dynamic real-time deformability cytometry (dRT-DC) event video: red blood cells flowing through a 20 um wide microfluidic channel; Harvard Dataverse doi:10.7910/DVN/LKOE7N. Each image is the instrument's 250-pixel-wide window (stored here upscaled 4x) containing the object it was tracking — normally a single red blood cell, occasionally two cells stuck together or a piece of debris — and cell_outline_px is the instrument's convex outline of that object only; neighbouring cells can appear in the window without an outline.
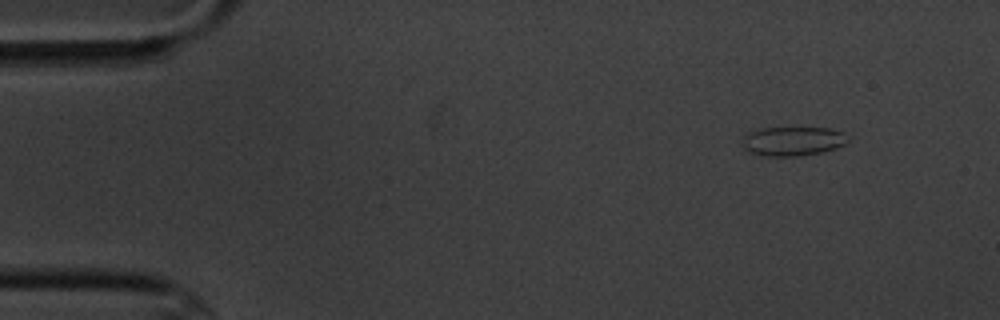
{"species": "common noctule bat (a hibernating species)", "species_latin": "Nyctalus noctula", "temperature_condition": "cold", "stored_images_in_passage": 4, "camera_frame_rate_fps": 3000, "um_per_image_px": 0.085, "animal": {"sex": "male", "body_mass_g": 20.1, "forearm_length_mm": 53.5}, "frame": {"image": 1, "passage_image": 1, "time_ms": 0.0, "image_size_px": [1000, 320], "cell_outline_px": [[848, 140], [844, 144], [836, 148], [820, 152], [796, 156], [764, 156], [748, 152], [744, 148], [744, 140], [748, 132], [760, 128], [828, 128], [844, 132], [848, 136]], "centroid_in_image_um": [67.4, 12.0], "position_along_channel_um": 17.6, "area_um2": 17.8}}
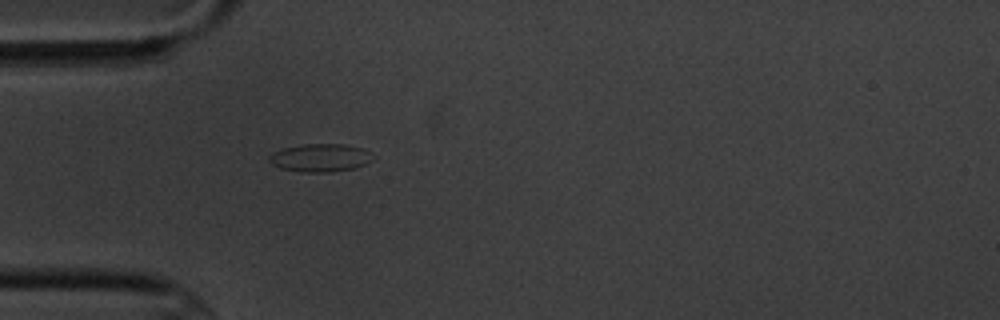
{"frame": {"image": 2, "passage_image": 4, "time_ms": 3.667, "image_size_px": [1000, 320], "cell_outline_px": [[376, 156], [372, 160], [356, 168], [332, 172], [304, 172], [280, 168], [272, 164], [268, 160], [268, 156], [272, 152], [284, 148], [304, 144], [344, 144], [364, 148]], "centroid_in_image_um": [27.25, 13.41], "position_along_channel_um": 57.7, "area_um2": 17.11}}